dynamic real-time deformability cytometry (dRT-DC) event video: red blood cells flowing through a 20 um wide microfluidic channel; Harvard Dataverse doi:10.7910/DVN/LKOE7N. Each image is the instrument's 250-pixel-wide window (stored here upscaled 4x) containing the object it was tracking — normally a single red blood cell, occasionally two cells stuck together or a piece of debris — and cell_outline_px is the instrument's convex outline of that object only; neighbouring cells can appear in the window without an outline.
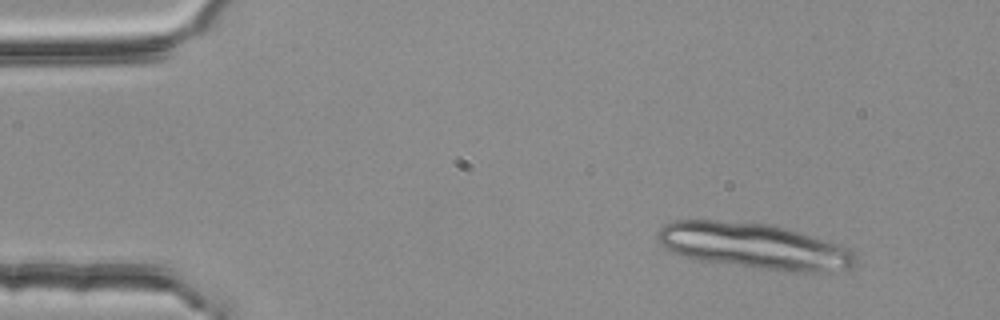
{"species": "common noctule bat (a hibernating species)", "species_latin": "Nyctalus noctula", "temperature_condition": "room temperature", "stored_images_in_passage": 3, "camera_frame_rate_fps": 3000, "um_per_image_px": 0.085, "animal": {"sex": "female", "body_mass_g": 25.1}, "frame": {"image": 1, "passage_image": 1, "time_ms": 0.0, "image_size_px": [1000, 320], "cell_outline_px": [[856, 264], [848, 268], [828, 272], [780, 272], [692, 260], [680, 256], [664, 248], [660, 244], [656, 236], [656, 232], [664, 224], [672, 220], [716, 220], [772, 224], [812, 236], [848, 248], [856, 256]], "centroid_in_image_um": [64.02, 20.94], "position_along_channel_um": 21.0, "area_um2": 53.64}}